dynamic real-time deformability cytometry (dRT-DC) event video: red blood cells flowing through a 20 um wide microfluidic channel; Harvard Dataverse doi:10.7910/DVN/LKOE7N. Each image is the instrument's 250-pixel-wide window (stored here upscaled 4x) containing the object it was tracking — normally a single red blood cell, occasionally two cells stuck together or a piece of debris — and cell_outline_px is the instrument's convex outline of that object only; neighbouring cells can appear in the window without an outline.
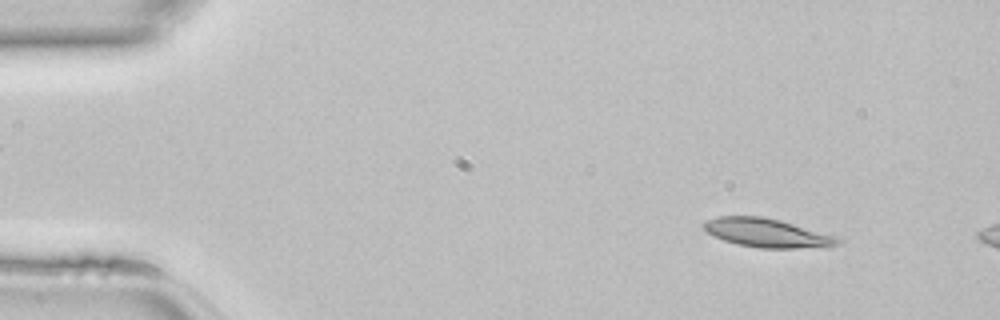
{"species": "common noctule bat (a hibernating species)", "species_latin": "Nyctalus noctula", "temperature_condition": "room temperature", "stored_images_in_passage": 9, "camera_frame_rate_fps": 3000, "um_per_image_px": 0.085, "animal": {"sex": "female", "body_mass_g": 22.7, "forearm_length_mm": 54.2}, "frame": {"image": 1, "passage_image": 4, "time_ms": 1.0, "image_size_px": [1000, 320], "cell_outline_px": [[840, 244], [828, 248], [760, 248], [736, 244], [724, 240], [708, 232], [704, 228], [704, 224], [708, 220], [716, 216], [764, 216], [780, 220], [840, 236]], "centroid_in_image_um": [65.32, 19.81], "position_along_channel_um": 19.7, "area_um2": 22.77}}